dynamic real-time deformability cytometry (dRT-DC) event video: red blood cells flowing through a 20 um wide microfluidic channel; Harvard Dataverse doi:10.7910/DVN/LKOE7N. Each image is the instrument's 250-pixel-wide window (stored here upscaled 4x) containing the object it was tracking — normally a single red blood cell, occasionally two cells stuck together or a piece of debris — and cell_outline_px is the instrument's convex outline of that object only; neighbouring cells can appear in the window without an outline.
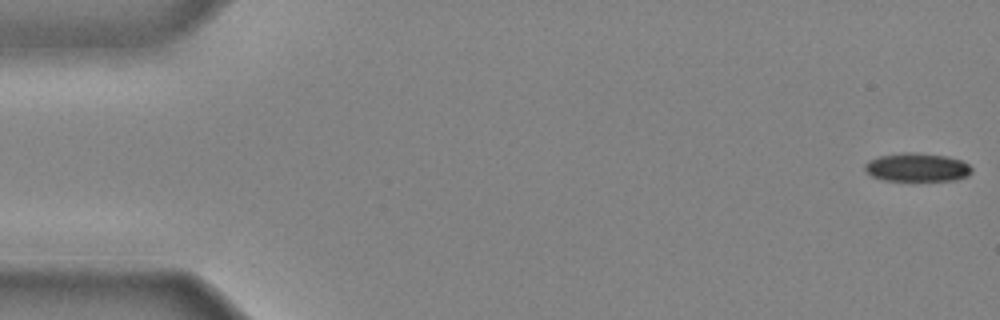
{"species": "common noctule bat (a hibernating species)", "species_latin": "Nyctalus noctula", "temperature_condition": "cold", "stored_images_in_passage": 42, "camera_frame_rate_fps": 3000, "um_per_image_px": 0.085, "animal": {"sex": "male", "body_mass_g": 20.4}, "frame": {"image": 1, "passage_image": 1, "time_ms": 0.0, "image_size_px": [1000, 320], "cell_outline_px": [[972, 172], [968, 176], [956, 180], [884, 180], [872, 176], [864, 168], [864, 164], [868, 160], [880, 156], [904, 152], [908, 152], [944, 156], [960, 160], [968, 164], [972, 168]], "centroid_in_image_um": [77.95, 14.23], "position_along_channel_um": 7.1, "area_um2": 17.51}}
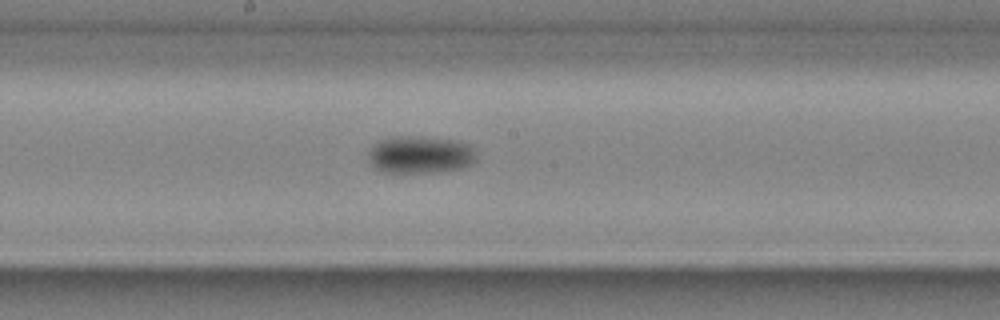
{"frame": {"image": 2, "passage_image": 24, "time_ms": 7.667, "image_size_px": [1000, 320], "cell_outline_px": [[476, 164], [464, 168], [440, 172], [380, 172], [368, 160], [368, 152], [380, 140], [392, 136], [420, 136], [456, 140], [472, 144], [476, 156]], "centroid_in_image_um": [35.78, 13.15], "position_along_channel_um": 212.4, "area_um2": 24.04}}
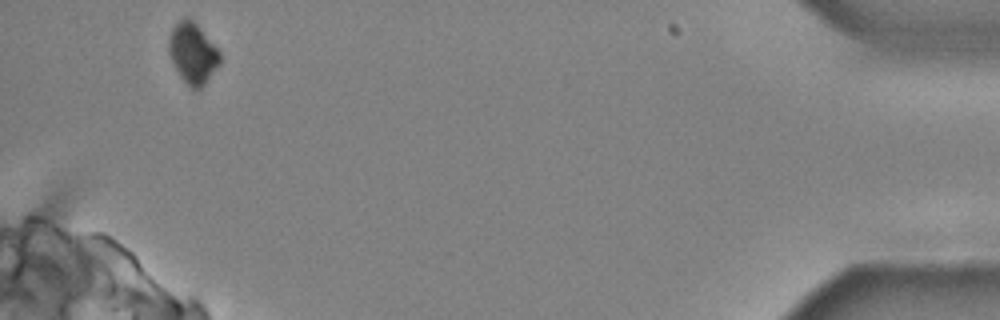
{"frame": {"image": 3, "passage_image": 42, "time_ms": 13.667, "image_size_px": [1000, 320], "cell_outline_px": [[220, 64], [204, 84], [200, 88], [192, 88], [180, 76], [168, 52], [168, 40], [172, 28], [184, 16], [188, 16], [200, 28], [220, 52]], "centroid_in_image_um": [16.37, 4.49], "position_along_channel_um": 418.8, "area_um2": 17.74}}